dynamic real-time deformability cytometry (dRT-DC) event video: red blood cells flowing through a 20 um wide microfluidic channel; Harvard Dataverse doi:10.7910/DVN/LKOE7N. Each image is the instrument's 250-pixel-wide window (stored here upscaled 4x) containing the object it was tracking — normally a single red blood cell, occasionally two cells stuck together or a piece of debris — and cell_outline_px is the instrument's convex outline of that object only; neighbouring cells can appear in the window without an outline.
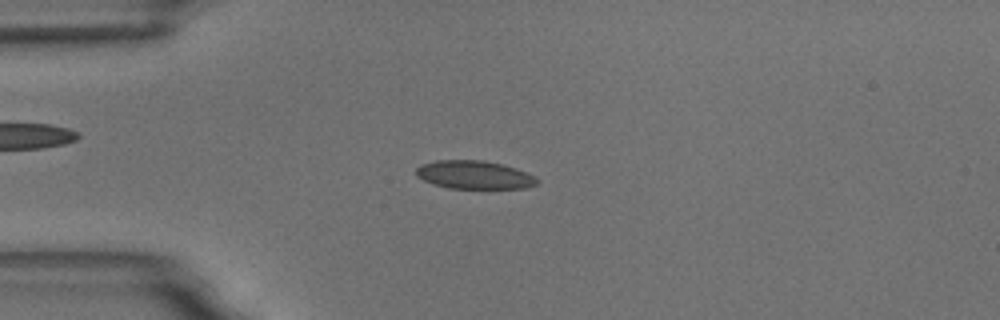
{"species": "common noctule bat (a hibernating species)", "species_latin": "Nyctalus noctula", "temperature_condition": "room temperature", "stored_images_in_passage": 57, "camera_frame_rate_fps": 3000, "um_per_image_px": 0.085, "animal": {"sex": "male", "body_mass_g": 18.8}, "frame": {"image": 1, "passage_image": 14, "time_ms": 4.333, "image_size_px": [1000, 320], "cell_outline_px": [[540, 180], [536, 184], [524, 188], [448, 188], [424, 180], [416, 176], [416, 168], [420, 164], [436, 160], [484, 160], [504, 164], [516, 168], [536, 176]], "centroid_in_image_um": [40.33, 14.85], "position_along_channel_um": 44.7, "area_um2": 20.0}}
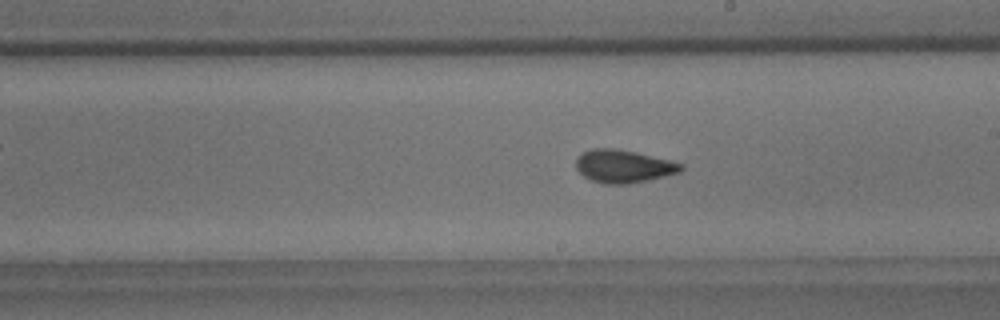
{"frame": {"image": 2, "passage_image": 32, "time_ms": 10.333, "image_size_px": [1000, 320], "cell_outline_px": [[684, 168], [680, 172], [648, 180], [628, 184], [604, 184], [592, 180], [584, 176], [576, 168], [576, 160], [584, 152], [592, 148], [612, 148], [636, 152], [684, 164]], "centroid_in_image_um": [53.0, 14.14], "position_along_channel_um": 236.0, "area_um2": 19.94}}
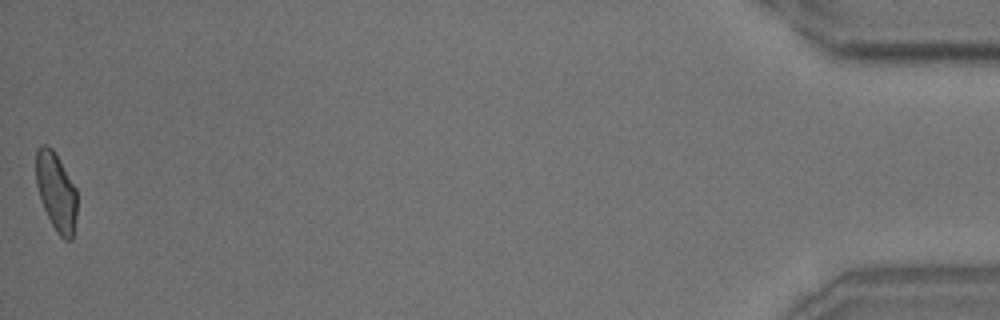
{"frame": {"image": 3, "passage_image": 57, "time_ms": 18.667, "image_size_px": [1000, 320], "cell_outline_px": [[76, 216], [72, 240], [64, 240], [56, 232], [44, 208], [36, 184], [36, 148], [40, 144], [48, 144], [56, 152], [76, 188]], "centroid_in_image_um": [4.77, 16.25], "position_along_channel_um": 430.4, "area_um2": 18.84}, "authors_computed_cell_mechanics": {"area_um2": 19.5364, "velocity_mm_per_s": 3.4858, "shape_relaxation_time_tau1_ms": 6.7893, "shape_relaxation_time_tau2_ms": 1.2734, "deformation_change_tau1": 0.1363, "deformation_change_tau2": 0.0796}}